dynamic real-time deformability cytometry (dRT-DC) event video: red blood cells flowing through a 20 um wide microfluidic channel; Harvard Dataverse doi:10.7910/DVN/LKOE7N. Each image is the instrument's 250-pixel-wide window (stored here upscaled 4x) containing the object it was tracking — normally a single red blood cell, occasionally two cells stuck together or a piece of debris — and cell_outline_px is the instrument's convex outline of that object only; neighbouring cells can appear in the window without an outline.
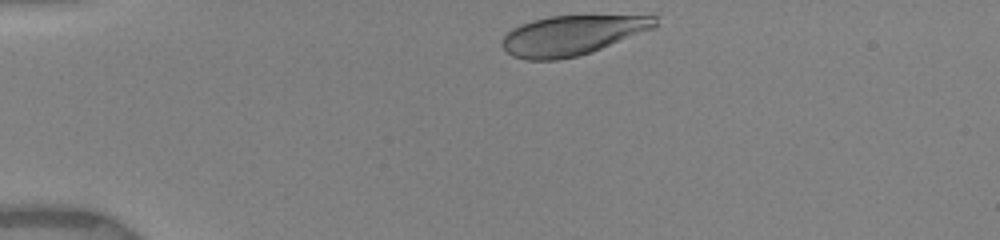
{"species": "human", "species_latin": "Homo sapiens", "temperature_condition": "warm", "stored_images_in_passage": 22, "camera_frame_rate_fps": 3000, "um_per_image_px": 0.085, "donor": {"sex": "female"}, "frame": {"image": 1, "passage_image": 1, "time_ms": 0.0, "image_size_px": [1000, 240], "cell_outline_px": [[660, 16], [656, 28], [592, 52], [576, 56], [556, 60], [524, 60], [512, 56], [500, 44], [500, 40], [512, 28], [520, 24], [532, 20], [548, 16]], "centroid_in_image_um": [48.62, 3.0], "position_along_channel_um": 36.4, "area_um2": 35.6}}
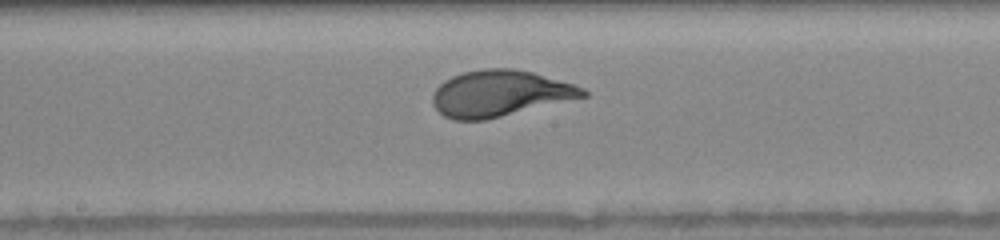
{"frame": {"image": 2, "passage_image": 13, "time_ms": 5.667, "image_size_px": [1000, 240], "cell_outline_px": [[588, 96], [484, 120], [452, 120], [444, 116], [432, 104], [432, 92], [444, 80], [452, 76], [464, 72], [484, 68], [512, 68], [532, 72], [572, 84], [584, 88], [588, 92]], "centroid_in_image_um": [42.46, 7.94], "position_along_channel_um": 205.7, "area_um2": 40.29}}
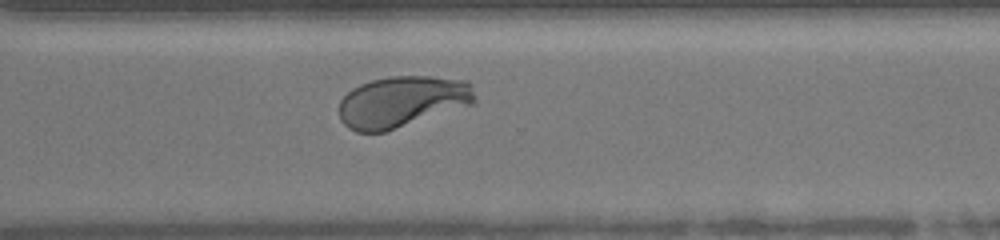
{"frame": {"image": 3, "passage_image": 22, "time_ms": 9.0, "image_size_px": [1000, 240], "cell_outline_px": [[476, 104], [384, 132], [356, 132], [348, 128], [340, 120], [340, 100], [352, 88], [360, 84], [372, 80], [388, 76], [428, 76], [468, 80], [472, 84], [476, 96]], "centroid_in_image_um": [34.23, 8.64], "position_along_channel_um": 336.4, "area_um2": 41.1}}